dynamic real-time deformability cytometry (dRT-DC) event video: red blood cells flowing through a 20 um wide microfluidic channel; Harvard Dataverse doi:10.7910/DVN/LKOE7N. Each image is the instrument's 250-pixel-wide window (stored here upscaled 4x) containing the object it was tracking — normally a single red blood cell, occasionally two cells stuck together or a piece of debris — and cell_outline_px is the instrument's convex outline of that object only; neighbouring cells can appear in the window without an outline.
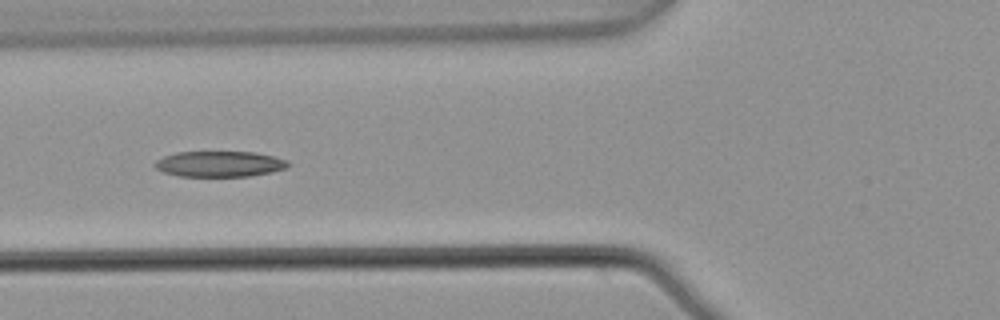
{"species": "common noctule bat (a hibernating species)", "species_latin": "Nyctalus noctula", "temperature_condition": "warm", "stored_images_in_passage": 6, "camera_frame_rate_fps": 3000, "um_per_image_px": 0.085, "animal": {"sex": "male", "body_mass_g": 21.5, "forearm_length_mm": 52.0}, "frame": {"image": 1, "passage_image": 5, "time_ms": 1.333, "image_size_px": [1000, 320], "cell_outline_px": [[292, 164], [288, 168], [272, 172], [248, 176], [180, 176], [164, 172], [156, 168], [152, 164], [156, 160], [164, 156], [176, 152], [256, 152], [288, 160]], "centroid_in_image_um": [18.69, 13.93], "position_along_channel_um": 107.1, "area_um2": 20.06}}
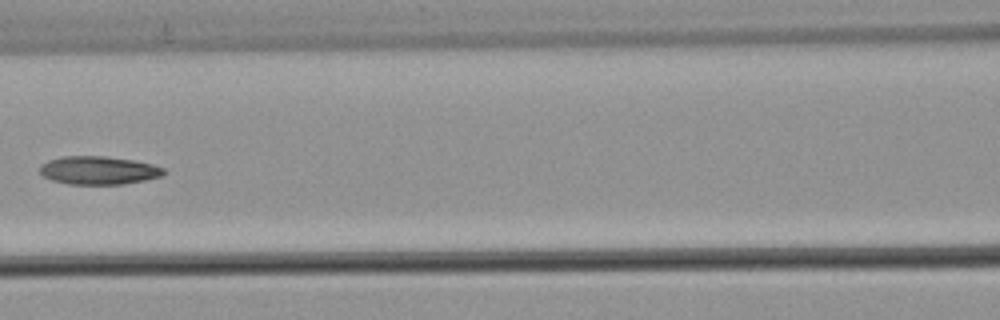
{"frame": {"image": 2, "passage_image": 6, "time_ms": 1.667, "image_size_px": [1000, 320], "cell_outline_px": [[164, 172], [160, 176], [144, 180], [124, 184], [68, 184], [52, 180], [44, 176], [40, 172], [40, 164], [48, 160], [64, 156], [104, 156], [132, 160], [152, 164], [164, 168]], "centroid_in_image_um": [8.34, 14.47], "position_along_channel_um": 158.3, "area_um2": 20.23}}